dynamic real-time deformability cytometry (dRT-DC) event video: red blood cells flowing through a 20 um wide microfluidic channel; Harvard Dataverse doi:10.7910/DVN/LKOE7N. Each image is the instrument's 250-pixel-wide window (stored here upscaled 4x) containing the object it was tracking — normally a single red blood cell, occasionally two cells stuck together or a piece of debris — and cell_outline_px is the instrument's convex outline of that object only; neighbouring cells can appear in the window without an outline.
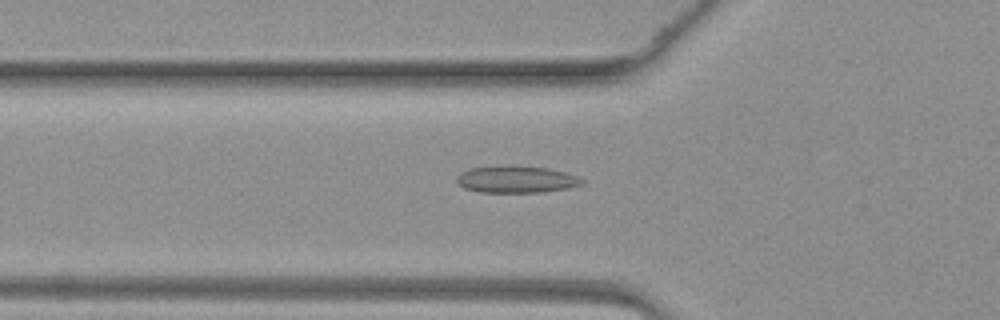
{"species": "common noctule bat (a hibernating species)", "species_latin": "Nyctalus noctula", "temperature_condition": "warm", "stored_images_in_passage": 47, "camera_frame_rate_fps": 3000, "um_per_image_px": 0.085, "animal": {"sex": "female", "body_mass_g": 19.3, "forearm_length_mm": 54.1}, "frame": {"image": 1, "passage_image": 17, "time_ms": 5.333, "image_size_px": [1000, 320], "cell_outline_px": [[584, 184], [568, 188], [540, 192], [480, 192], [464, 188], [456, 180], [456, 176], [460, 172], [468, 168], [508, 164], [548, 168], [580, 176], [584, 180]], "centroid_in_image_um": [43.88, 15.22], "position_along_channel_um": 81.9, "area_um2": 20.06}}
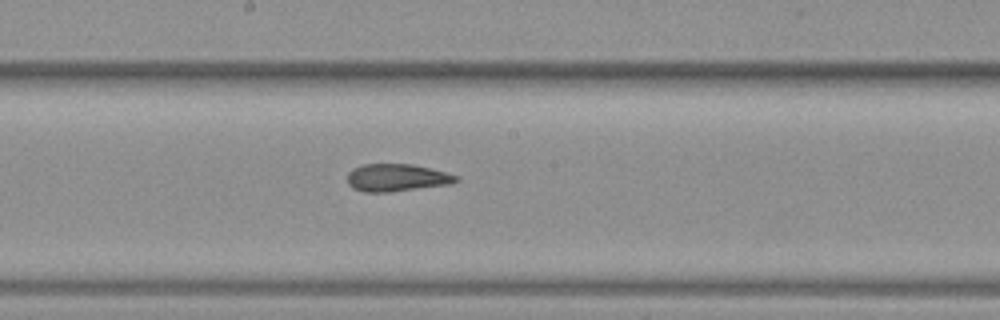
{"frame": {"image": 2, "passage_image": 26, "time_ms": 8.333, "image_size_px": [1000, 320], "cell_outline_px": [[460, 180], [452, 184], [388, 192], [364, 192], [352, 188], [348, 184], [348, 172], [352, 168], [364, 164], [412, 164], [460, 176]], "centroid_in_image_um": [33.72, 15.1], "position_along_channel_um": 214.5, "area_um2": 17.46}}
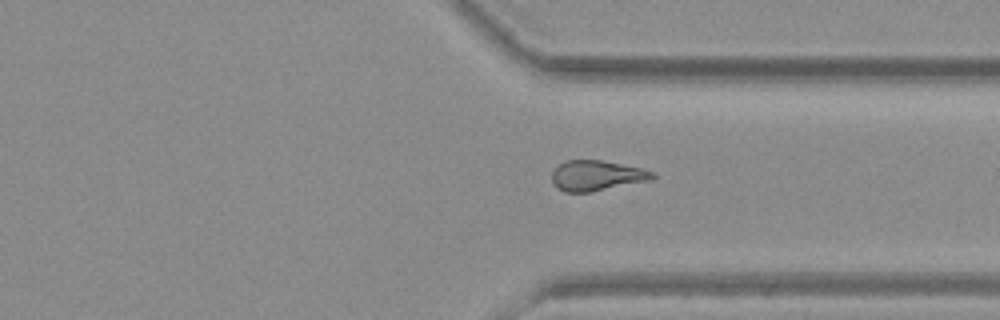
{"frame": {"image": 3, "passage_image": 36, "time_ms": 11.667, "image_size_px": [1000, 320], "cell_outline_px": [[656, 176], [652, 180], [592, 192], [564, 192], [556, 188], [552, 184], [552, 172], [564, 160], [600, 160], [640, 168], [652, 172]], "centroid_in_image_um": [50.68, 14.94], "position_along_channel_um": 360.7, "area_um2": 17.8}}